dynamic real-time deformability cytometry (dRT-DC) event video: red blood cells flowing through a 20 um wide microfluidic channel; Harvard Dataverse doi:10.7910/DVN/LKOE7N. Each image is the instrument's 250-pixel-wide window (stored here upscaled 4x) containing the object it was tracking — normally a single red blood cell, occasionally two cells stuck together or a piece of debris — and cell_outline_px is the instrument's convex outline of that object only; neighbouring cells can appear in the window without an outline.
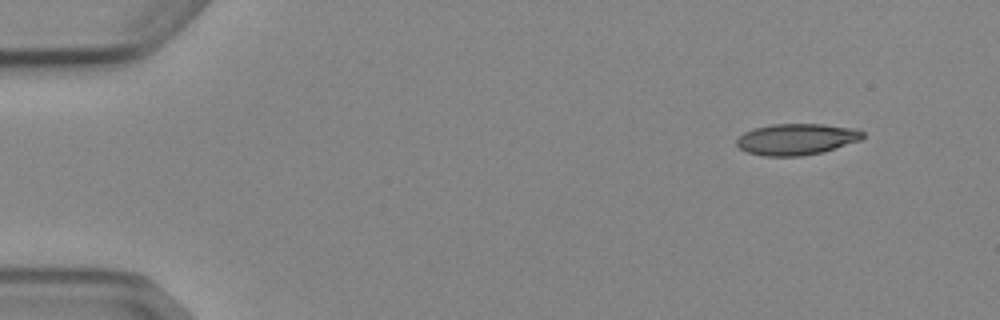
{"species": "Egyptian fruit bat (a non-hibernating species)", "species_latin": "Rousettus aegyptiacus", "temperature_condition": "cold", "stored_images_in_passage": 4, "camera_frame_rate_fps": 3000, "um_per_image_px": 0.085, "animal": {"sex": "female"}, "frame": {"image": 1, "passage_image": 1, "time_ms": 0.0, "image_size_px": [1000, 320], "cell_outline_px": [[864, 136], [860, 140], [824, 152], [800, 156], [764, 156], [748, 152], [740, 148], [736, 144], [736, 140], [744, 132], [752, 128], [772, 124], [824, 124], [856, 128], [864, 132]], "centroid_in_image_um": [67.71, 11.83], "position_along_channel_um": 17.3, "area_um2": 23.12}}
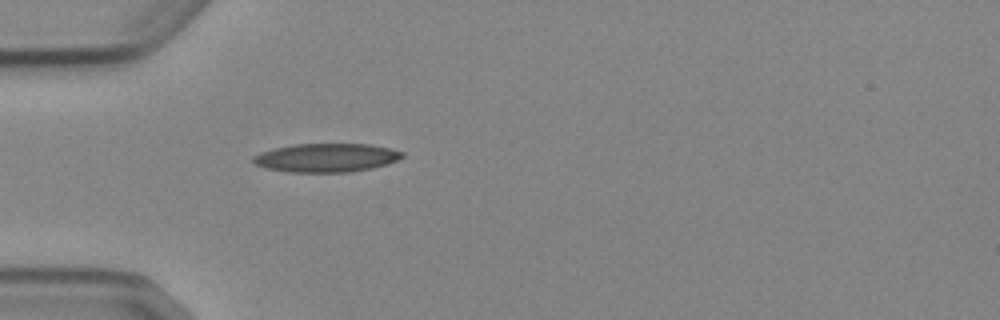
{"frame": {"image": 2, "passage_image": 4, "time_ms": 3.667, "image_size_px": [1000, 320], "cell_outline_px": [[404, 156], [388, 164], [372, 168], [348, 172], [288, 172], [268, 168], [256, 164], [252, 160], [252, 156], [260, 152], [272, 148], [296, 144], [368, 144], [388, 148], [404, 152]], "centroid_in_image_um": [27.72, 13.4], "position_along_channel_um": 57.3, "area_um2": 24.8}}